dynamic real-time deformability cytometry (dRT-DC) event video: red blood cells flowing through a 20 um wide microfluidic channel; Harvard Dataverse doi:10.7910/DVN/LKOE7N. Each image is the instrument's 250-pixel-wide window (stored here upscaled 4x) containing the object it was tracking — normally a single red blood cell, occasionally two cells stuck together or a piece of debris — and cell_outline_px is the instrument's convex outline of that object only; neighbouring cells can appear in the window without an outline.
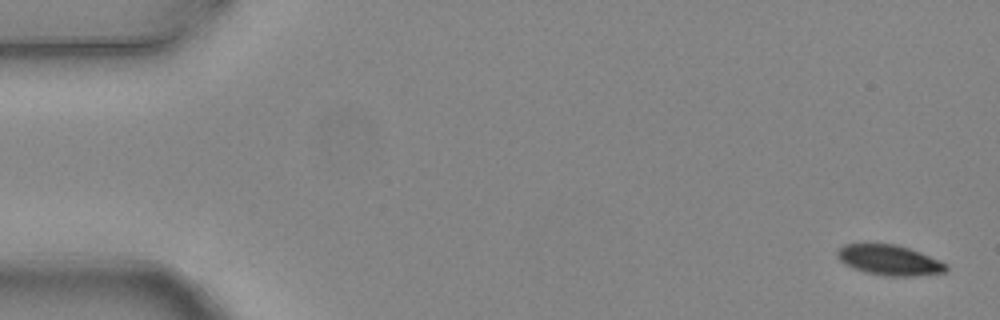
{"species": "common noctule bat (a hibernating species)", "species_latin": "Nyctalus noctula", "temperature_condition": "warm", "stored_images_in_passage": 5, "camera_frame_rate_fps": 3000, "um_per_image_px": 0.085, "animal": {"sex": "female", "body_mass_g": 24.6, "forearm_length_mm": 56.2}, "frame": {"image": 1, "passage_image": 1, "time_ms": 0.0, "image_size_px": [1000, 320], "cell_outline_px": [[948, 268], [944, 272], [912, 276], [888, 276], [868, 272], [852, 268], [844, 264], [836, 256], [836, 252], [844, 244], [896, 244], [920, 252], [948, 264]], "centroid_in_image_um": [75.58, 22.1], "position_along_channel_um": 9.4, "area_um2": 19.02}}
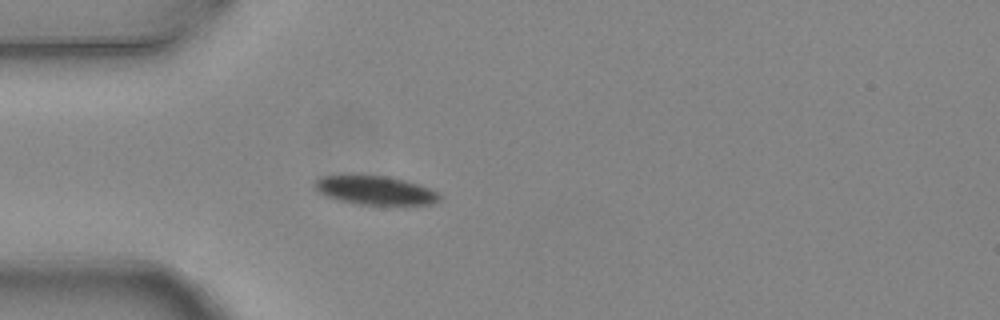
{"frame": {"image": 2, "passage_image": 5, "time_ms": 1.333, "image_size_px": [1000, 320], "cell_outline_px": [[440, 200], [432, 204], [360, 204], [340, 200], [324, 196], [316, 192], [312, 188], [312, 184], [320, 176], [388, 176], [404, 180], [428, 188], [436, 192], [440, 196]], "centroid_in_image_um": [31.81, 16.18], "position_along_channel_um": 53.2, "area_um2": 20.63}}